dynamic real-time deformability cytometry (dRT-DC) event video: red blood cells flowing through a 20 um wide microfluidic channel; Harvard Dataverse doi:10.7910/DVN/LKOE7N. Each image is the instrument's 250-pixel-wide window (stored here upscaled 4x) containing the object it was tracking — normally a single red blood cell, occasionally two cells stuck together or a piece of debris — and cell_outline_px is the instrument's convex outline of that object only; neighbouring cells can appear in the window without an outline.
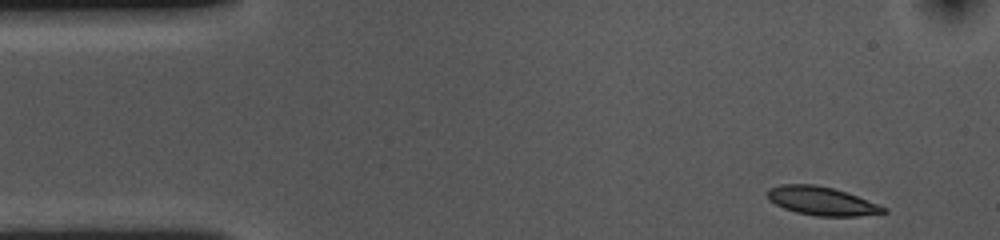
{"species": "common noctule bat (a hibernating species)", "species_latin": "Nyctalus noctula", "temperature_condition": "cold", "stored_images_in_passage": 51, "camera_frame_rate_fps": 3000, "um_per_image_px": 0.085, "animal": {"sex": "female", "body_mass_g": 10.0, "forearm_length_mm": 53.1}, "frame": {"image": 1, "passage_image": 1, "time_ms": 0.0, "image_size_px": [1000, 240], "cell_outline_px": [[888, 212], [856, 216], [816, 216], [796, 212], [784, 208], [768, 200], [764, 192], [768, 188], [780, 184], [812, 184], [832, 188], [856, 196], [888, 208]], "centroid_in_image_um": [69.77, 17.08], "position_along_channel_um": 15.2, "area_um2": 19.25}}
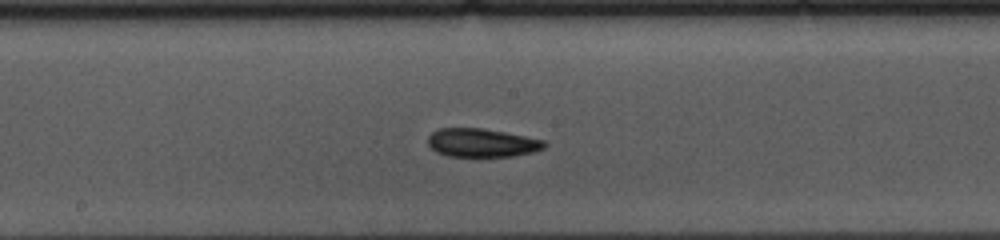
{"frame": {"image": 2, "passage_image": 24, "time_ms": 7.667, "image_size_px": [1000, 240], "cell_outline_px": [[548, 144], [544, 148], [532, 152], [512, 156], [448, 156], [436, 152], [428, 144], [428, 136], [432, 132], [440, 128], [480, 128], [504, 132], [544, 140]], "centroid_in_image_um": [40.95, 12.13], "position_along_channel_um": 207.3, "area_um2": 19.19}}
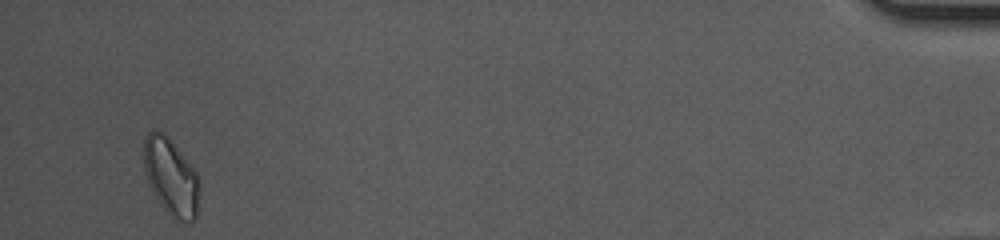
{"frame": {"image": 3, "passage_image": 49, "time_ms": 16.0, "image_size_px": [1000, 240], "cell_outline_px": [[200, 188], [196, 220], [176, 224], [172, 220], [160, 204], [152, 192], [148, 184], [140, 160], [144, 136], [152, 128], [164, 132], [168, 136], [200, 176]], "centroid_in_image_um": [14.49, 15.04], "position_along_channel_um": 420.7, "area_um2": 26.47}, "authors_computed_cell_mechanics": {"area_um2": 19.7098, "velocity_mm_per_s": 3.5787, "shape_relaxation_time_tau1_ms": 5.6472, "shape_relaxation_time_tau2_ms": 7.736, "deformation_change_tau1": 0.1181, "deformation_change_tau2": 0.1382}}